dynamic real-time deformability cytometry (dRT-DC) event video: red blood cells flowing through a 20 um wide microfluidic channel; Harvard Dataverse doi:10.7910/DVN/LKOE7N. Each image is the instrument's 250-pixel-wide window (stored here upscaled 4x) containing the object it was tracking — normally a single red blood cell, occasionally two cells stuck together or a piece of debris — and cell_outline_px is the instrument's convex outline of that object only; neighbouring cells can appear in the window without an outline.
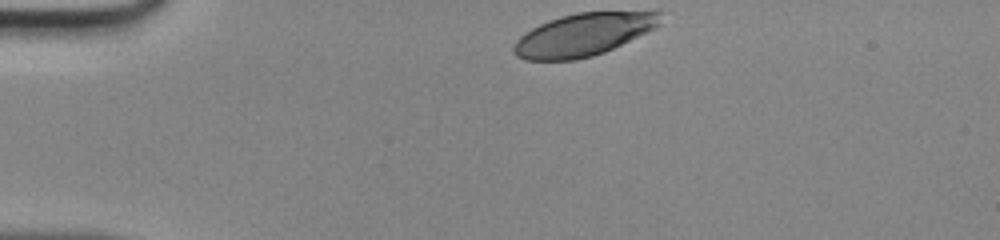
{"species": "human", "species_latin": "Homo sapiens", "temperature_condition": "room temperature", "stored_images_in_passage": 32, "camera_frame_rate_fps": 3000, "um_per_image_px": 0.085, "donor": {"sex": "male"}, "frame": {"image": 1, "passage_image": 1, "time_ms": 0.0, "image_size_px": [1000, 240], "cell_outline_px": [[660, 24], [656, 28], [648, 32], [604, 52], [592, 56], [576, 60], [524, 60], [516, 56], [512, 52], [512, 48], [516, 40], [524, 32], [548, 20], [560, 16], [576, 12], [660, 12]], "centroid_in_image_um": [49.53, 2.95], "position_along_channel_um": 35.5, "area_um2": 36.36}}
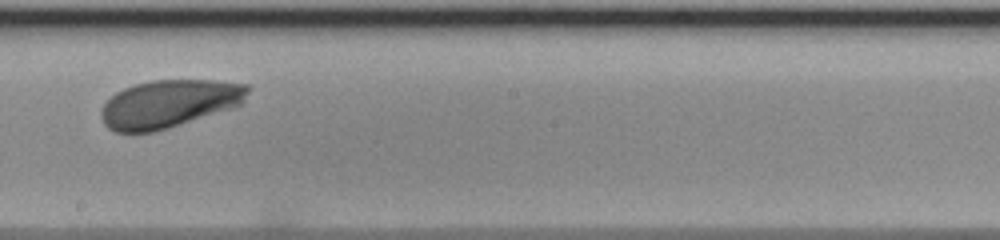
{"frame": {"image": 2, "passage_image": 19, "time_ms": 6.0, "image_size_px": [1000, 240], "cell_outline_px": [[252, 88], [244, 104], [232, 108], [168, 128], [152, 132], [116, 132], [108, 128], [104, 124], [100, 116], [100, 112], [104, 104], [116, 92], [124, 88], [136, 84], [152, 80], [212, 80], [248, 84]], "centroid_in_image_um": [14.42, 8.81], "position_along_channel_um": 233.8, "area_um2": 41.04}}
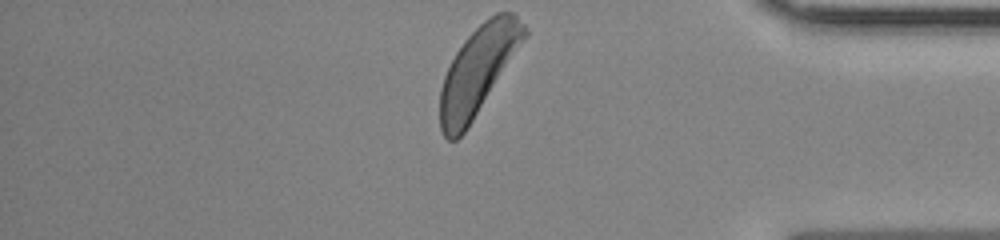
{"frame": {"image": 3, "passage_image": 32, "time_ms": 10.333, "image_size_px": [1000, 240], "cell_outline_px": [[528, 36], [464, 132], [456, 140], [448, 140], [444, 136], [440, 128], [440, 88], [444, 76], [456, 52], [464, 40], [484, 20], [496, 12], [512, 12], [524, 24], [528, 32]], "centroid_in_image_um": [40.64, 5.97], "position_along_channel_um": 394.6, "area_um2": 42.54}}